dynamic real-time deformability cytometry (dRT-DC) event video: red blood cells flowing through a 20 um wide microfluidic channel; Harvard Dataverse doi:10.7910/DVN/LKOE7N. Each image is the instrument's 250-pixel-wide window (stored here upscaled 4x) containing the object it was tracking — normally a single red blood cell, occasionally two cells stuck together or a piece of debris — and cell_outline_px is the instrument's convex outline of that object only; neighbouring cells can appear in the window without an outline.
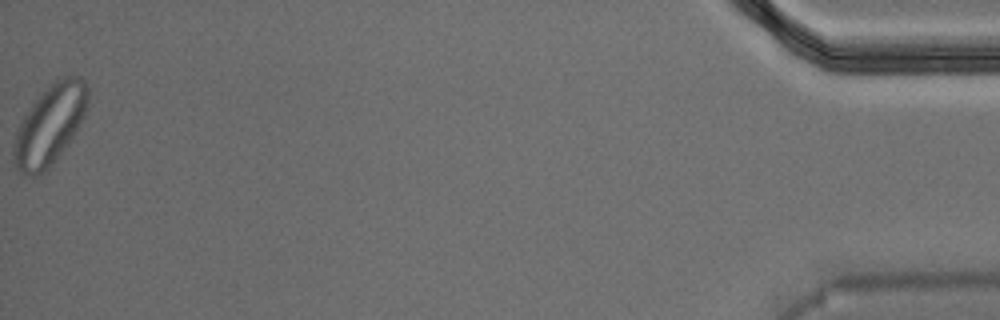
{"species": "Egyptian fruit bat (a non-hibernating species)", "species_latin": "Rousettus aegyptiacus", "temperature_condition": "warm", "stored_images_in_passage": 42, "segment_of_instrument_passage": [2, 2], "camera_frame_rate_fps": 3000, "um_per_image_px": 0.085, "animal": {"sex": "male"}, "frame": {"image": 1, "passage_image": 42, "time_ms": 13.667, "image_size_px": [1000, 320], "cell_outline_px": [[88, 108], [84, 116], [72, 136], [52, 164], [36, 180], [24, 176], [16, 168], [12, 156], [12, 144], [16, 128], [20, 120], [32, 104], [48, 84], [56, 76], [80, 76], [84, 80], [88, 88]], "centroid_in_image_um": [4.19, 10.62], "position_along_channel_um": 431.0, "area_um2": 35.2}}